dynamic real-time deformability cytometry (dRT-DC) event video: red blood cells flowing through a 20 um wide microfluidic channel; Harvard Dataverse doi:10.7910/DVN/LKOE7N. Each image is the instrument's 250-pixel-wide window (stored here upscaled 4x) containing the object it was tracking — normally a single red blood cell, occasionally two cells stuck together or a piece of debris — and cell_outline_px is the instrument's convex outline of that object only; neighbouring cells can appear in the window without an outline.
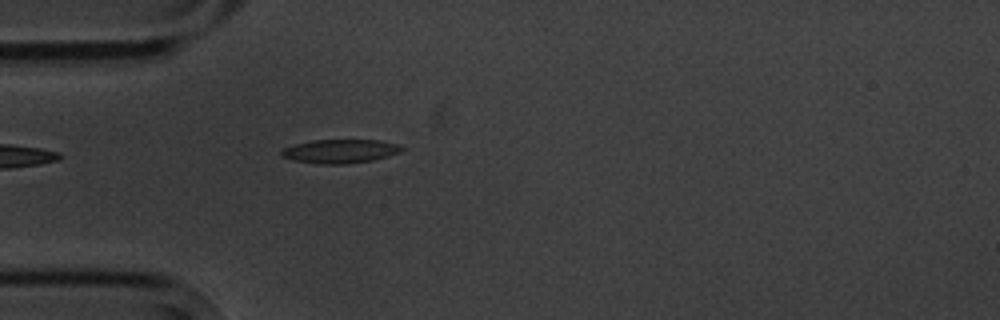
{"species": "common noctule bat (a hibernating species)", "species_latin": "Nyctalus noctula", "temperature_condition": "cold", "stored_images_in_passage": 4, "camera_frame_rate_fps": 3000, "um_per_image_px": 0.085, "animal": {"sex": "male", "body_mass_g": 20.1, "forearm_length_mm": 53.5}, "frame": {"image": 1, "passage_image": 4, "time_ms": 4.667, "image_size_px": [1000, 320], "cell_outline_px": [[404, 148], [400, 152], [388, 156], [372, 160], [344, 164], [316, 164], [292, 160], [280, 156], [280, 152], [284, 148], [296, 144], [312, 140], [380, 140], [400, 144]], "centroid_in_image_um": [28.91, 12.85], "position_along_channel_um": 56.1, "area_um2": 16.76}}